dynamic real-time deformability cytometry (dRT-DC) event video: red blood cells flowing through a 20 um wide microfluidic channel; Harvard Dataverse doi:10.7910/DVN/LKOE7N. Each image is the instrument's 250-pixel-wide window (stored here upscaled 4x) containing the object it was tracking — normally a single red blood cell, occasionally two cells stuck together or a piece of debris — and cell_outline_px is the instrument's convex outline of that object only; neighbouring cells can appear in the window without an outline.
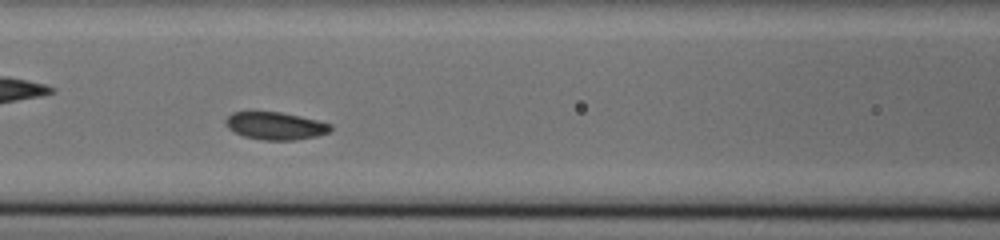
{"species": "common noctule bat (a hibernating species)", "species_latin": "Nyctalus noctula", "temperature_condition": "cold", "stored_images_in_passage": 46, "camera_frame_rate_fps": 3000, "um_per_image_px": 0.085, "animal": {"sex": "male", "body_mass_g": 20.0, "forearm_length_mm": 53.3}, "frame": {"image": 1, "passage_image": 14, "time_ms": 4.333, "image_size_px": [1000, 240], "cell_outline_px": [[332, 128], [328, 132], [316, 136], [296, 140], [264, 140], [244, 136], [228, 128], [224, 124], [224, 120], [232, 112], [280, 112], [300, 116], [332, 124]], "centroid_in_image_um": [23.4, 10.69], "position_along_channel_um": 143.2, "area_um2": 16.76}}
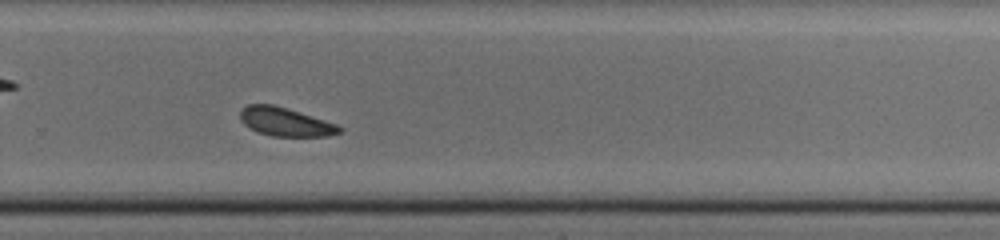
{"frame": {"image": 2, "passage_image": 27, "time_ms": 8.667, "image_size_px": [1000, 240], "cell_outline_px": [[344, 128], [340, 132], [328, 136], [272, 136], [256, 132], [244, 124], [240, 120], [240, 108], [248, 104], [272, 104], [288, 108], [336, 124]], "centroid_in_image_um": [24.22, 10.35], "position_along_channel_um": 305.6, "area_um2": 16.59}, "authors_computed_cell_mechanics": {"area_um2": 17.34, "velocity_mm_per_s": 3.7615, "shape_relaxation_time_tau1_ms": 1.6073, "shape_relaxation_time_tau2_ms": null, "deformation_change_tau1": 0.0751, "deformation_change_tau2": null}}